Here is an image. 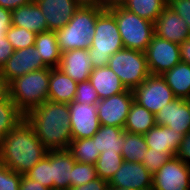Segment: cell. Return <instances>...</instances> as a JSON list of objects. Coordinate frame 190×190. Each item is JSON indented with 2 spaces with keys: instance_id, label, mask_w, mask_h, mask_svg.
Returning <instances> with one entry per match:
<instances>
[{
  "instance_id": "1f68e13d",
  "label": "cell",
  "mask_w": 190,
  "mask_h": 190,
  "mask_svg": "<svg viewBox=\"0 0 190 190\" xmlns=\"http://www.w3.org/2000/svg\"><path fill=\"white\" fill-rule=\"evenodd\" d=\"M123 161L124 159L121 152H101L98 160L94 164L97 176L109 182L115 172L120 168Z\"/></svg>"
},
{
  "instance_id": "8992f818",
  "label": "cell",
  "mask_w": 190,
  "mask_h": 190,
  "mask_svg": "<svg viewBox=\"0 0 190 190\" xmlns=\"http://www.w3.org/2000/svg\"><path fill=\"white\" fill-rule=\"evenodd\" d=\"M107 10L115 17L124 48L145 52L154 36V23L113 4Z\"/></svg>"
},
{
  "instance_id": "60d3db41",
  "label": "cell",
  "mask_w": 190,
  "mask_h": 190,
  "mask_svg": "<svg viewBox=\"0 0 190 190\" xmlns=\"http://www.w3.org/2000/svg\"><path fill=\"white\" fill-rule=\"evenodd\" d=\"M14 53V48L6 36H0V69Z\"/></svg>"
},
{
  "instance_id": "8d00e7d4",
  "label": "cell",
  "mask_w": 190,
  "mask_h": 190,
  "mask_svg": "<svg viewBox=\"0 0 190 190\" xmlns=\"http://www.w3.org/2000/svg\"><path fill=\"white\" fill-rule=\"evenodd\" d=\"M73 101L81 104H97L100 98L91 82L87 80L77 83V90Z\"/></svg>"
},
{
  "instance_id": "4fadbf2b",
  "label": "cell",
  "mask_w": 190,
  "mask_h": 190,
  "mask_svg": "<svg viewBox=\"0 0 190 190\" xmlns=\"http://www.w3.org/2000/svg\"><path fill=\"white\" fill-rule=\"evenodd\" d=\"M68 106L72 140L93 137L100 127L97 104L72 101Z\"/></svg>"
},
{
  "instance_id": "7c38bea8",
  "label": "cell",
  "mask_w": 190,
  "mask_h": 190,
  "mask_svg": "<svg viewBox=\"0 0 190 190\" xmlns=\"http://www.w3.org/2000/svg\"><path fill=\"white\" fill-rule=\"evenodd\" d=\"M133 100V91L130 89L100 100L97 103L100 125L124 128Z\"/></svg>"
},
{
  "instance_id": "816d5d0a",
  "label": "cell",
  "mask_w": 190,
  "mask_h": 190,
  "mask_svg": "<svg viewBox=\"0 0 190 190\" xmlns=\"http://www.w3.org/2000/svg\"><path fill=\"white\" fill-rule=\"evenodd\" d=\"M52 190H68V189H52Z\"/></svg>"
},
{
  "instance_id": "836d02e7",
  "label": "cell",
  "mask_w": 190,
  "mask_h": 190,
  "mask_svg": "<svg viewBox=\"0 0 190 190\" xmlns=\"http://www.w3.org/2000/svg\"><path fill=\"white\" fill-rule=\"evenodd\" d=\"M6 38L14 50H20L35 45L36 34L23 27L12 25L6 33Z\"/></svg>"
},
{
  "instance_id": "f35d334b",
  "label": "cell",
  "mask_w": 190,
  "mask_h": 190,
  "mask_svg": "<svg viewBox=\"0 0 190 190\" xmlns=\"http://www.w3.org/2000/svg\"><path fill=\"white\" fill-rule=\"evenodd\" d=\"M167 7L182 17L190 30V0H167Z\"/></svg>"
},
{
  "instance_id": "83f0119b",
  "label": "cell",
  "mask_w": 190,
  "mask_h": 190,
  "mask_svg": "<svg viewBox=\"0 0 190 190\" xmlns=\"http://www.w3.org/2000/svg\"><path fill=\"white\" fill-rule=\"evenodd\" d=\"M119 4L140 18L154 23L167 7V0H122Z\"/></svg>"
},
{
  "instance_id": "74e56055",
  "label": "cell",
  "mask_w": 190,
  "mask_h": 190,
  "mask_svg": "<svg viewBox=\"0 0 190 190\" xmlns=\"http://www.w3.org/2000/svg\"><path fill=\"white\" fill-rule=\"evenodd\" d=\"M21 176L0 163V190H20Z\"/></svg>"
},
{
  "instance_id": "8fae6325",
  "label": "cell",
  "mask_w": 190,
  "mask_h": 190,
  "mask_svg": "<svg viewBox=\"0 0 190 190\" xmlns=\"http://www.w3.org/2000/svg\"><path fill=\"white\" fill-rule=\"evenodd\" d=\"M47 67L33 45L20 50H14V53L0 69V77L8 85L18 77Z\"/></svg>"
},
{
  "instance_id": "277c9868",
  "label": "cell",
  "mask_w": 190,
  "mask_h": 190,
  "mask_svg": "<svg viewBox=\"0 0 190 190\" xmlns=\"http://www.w3.org/2000/svg\"><path fill=\"white\" fill-rule=\"evenodd\" d=\"M50 67L29 72L7 85V95L25 115L48 100Z\"/></svg>"
},
{
  "instance_id": "7bdbcfd3",
  "label": "cell",
  "mask_w": 190,
  "mask_h": 190,
  "mask_svg": "<svg viewBox=\"0 0 190 190\" xmlns=\"http://www.w3.org/2000/svg\"><path fill=\"white\" fill-rule=\"evenodd\" d=\"M11 26V11L0 6V36H6Z\"/></svg>"
},
{
  "instance_id": "d4e9b609",
  "label": "cell",
  "mask_w": 190,
  "mask_h": 190,
  "mask_svg": "<svg viewBox=\"0 0 190 190\" xmlns=\"http://www.w3.org/2000/svg\"><path fill=\"white\" fill-rule=\"evenodd\" d=\"M156 125L155 114L133 100L124 124V130L144 135Z\"/></svg>"
},
{
  "instance_id": "3957f363",
  "label": "cell",
  "mask_w": 190,
  "mask_h": 190,
  "mask_svg": "<svg viewBox=\"0 0 190 190\" xmlns=\"http://www.w3.org/2000/svg\"><path fill=\"white\" fill-rule=\"evenodd\" d=\"M104 10L94 6H80L68 23L55 31L60 51L88 49L95 33L97 17Z\"/></svg>"
},
{
  "instance_id": "cb8c5ba5",
  "label": "cell",
  "mask_w": 190,
  "mask_h": 190,
  "mask_svg": "<svg viewBox=\"0 0 190 190\" xmlns=\"http://www.w3.org/2000/svg\"><path fill=\"white\" fill-rule=\"evenodd\" d=\"M176 98L190 99V65L179 62L161 75Z\"/></svg>"
},
{
  "instance_id": "d6986e66",
  "label": "cell",
  "mask_w": 190,
  "mask_h": 190,
  "mask_svg": "<svg viewBox=\"0 0 190 190\" xmlns=\"http://www.w3.org/2000/svg\"><path fill=\"white\" fill-rule=\"evenodd\" d=\"M51 154V179L53 189H70L72 168L75 164L73 155L68 149L49 150Z\"/></svg>"
},
{
  "instance_id": "7dc6e473",
  "label": "cell",
  "mask_w": 190,
  "mask_h": 190,
  "mask_svg": "<svg viewBox=\"0 0 190 190\" xmlns=\"http://www.w3.org/2000/svg\"><path fill=\"white\" fill-rule=\"evenodd\" d=\"M80 6H94L107 9V0H75Z\"/></svg>"
},
{
  "instance_id": "bcb514c9",
  "label": "cell",
  "mask_w": 190,
  "mask_h": 190,
  "mask_svg": "<svg viewBox=\"0 0 190 190\" xmlns=\"http://www.w3.org/2000/svg\"><path fill=\"white\" fill-rule=\"evenodd\" d=\"M180 46L181 61L190 65V38L184 41Z\"/></svg>"
},
{
  "instance_id": "d590c367",
  "label": "cell",
  "mask_w": 190,
  "mask_h": 190,
  "mask_svg": "<svg viewBox=\"0 0 190 190\" xmlns=\"http://www.w3.org/2000/svg\"><path fill=\"white\" fill-rule=\"evenodd\" d=\"M175 156L172 152L156 151L155 149L148 148L145 157L141 163L148 169V171L154 175L159 168Z\"/></svg>"
},
{
  "instance_id": "f1b7e54d",
  "label": "cell",
  "mask_w": 190,
  "mask_h": 190,
  "mask_svg": "<svg viewBox=\"0 0 190 190\" xmlns=\"http://www.w3.org/2000/svg\"><path fill=\"white\" fill-rule=\"evenodd\" d=\"M24 118L13 100L6 95L0 100V141Z\"/></svg>"
},
{
  "instance_id": "ba28073f",
  "label": "cell",
  "mask_w": 190,
  "mask_h": 190,
  "mask_svg": "<svg viewBox=\"0 0 190 190\" xmlns=\"http://www.w3.org/2000/svg\"><path fill=\"white\" fill-rule=\"evenodd\" d=\"M134 101L156 114L164 105L176 99L161 75L150 74L133 90Z\"/></svg>"
},
{
  "instance_id": "5b68a950",
  "label": "cell",
  "mask_w": 190,
  "mask_h": 190,
  "mask_svg": "<svg viewBox=\"0 0 190 190\" xmlns=\"http://www.w3.org/2000/svg\"><path fill=\"white\" fill-rule=\"evenodd\" d=\"M123 48L115 17L105 9L97 17L95 33L88 48L93 68L107 66L110 57Z\"/></svg>"
},
{
  "instance_id": "2e32d148",
  "label": "cell",
  "mask_w": 190,
  "mask_h": 190,
  "mask_svg": "<svg viewBox=\"0 0 190 190\" xmlns=\"http://www.w3.org/2000/svg\"><path fill=\"white\" fill-rule=\"evenodd\" d=\"M154 32L156 36L179 45L190 38L186 21L169 7H166L154 22Z\"/></svg>"
},
{
  "instance_id": "ee69618b",
  "label": "cell",
  "mask_w": 190,
  "mask_h": 190,
  "mask_svg": "<svg viewBox=\"0 0 190 190\" xmlns=\"http://www.w3.org/2000/svg\"><path fill=\"white\" fill-rule=\"evenodd\" d=\"M20 190H51L38 181H33L26 174H22L20 181Z\"/></svg>"
},
{
  "instance_id": "9c48e42d",
  "label": "cell",
  "mask_w": 190,
  "mask_h": 190,
  "mask_svg": "<svg viewBox=\"0 0 190 190\" xmlns=\"http://www.w3.org/2000/svg\"><path fill=\"white\" fill-rule=\"evenodd\" d=\"M149 73L162 75L181 62L179 44L154 34L145 51Z\"/></svg>"
},
{
  "instance_id": "30bf717a",
  "label": "cell",
  "mask_w": 190,
  "mask_h": 190,
  "mask_svg": "<svg viewBox=\"0 0 190 190\" xmlns=\"http://www.w3.org/2000/svg\"><path fill=\"white\" fill-rule=\"evenodd\" d=\"M152 190H190V166L173 156L153 175Z\"/></svg>"
},
{
  "instance_id": "484cf974",
  "label": "cell",
  "mask_w": 190,
  "mask_h": 190,
  "mask_svg": "<svg viewBox=\"0 0 190 190\" xmlns=\"http://www.w3.org/2000/svg\"><path fill=\"white\" fill-rule=\"evenodd\" d=\"M34 47L48 67H58L62 52L59 49L55 31L36 34Z\"/></svg>"
},
{
  "instance_id": "9a60e30c",
  "label": "cell",
  "mask_w": 190,
  "mask_h": 190,
  "mask_svg": "<svg viewBox=\"0 0 190 190\" xmlns=\"http://www.w3.org/2000/svg\"><path fill=\"white\" fill-rule=\"evenodd\" d=\"M155 121L156 125L167 126L178 133L187 134L190 131L189 101L174 99L155 114Z\"/></svg>"
},
{
  "instance_id": "f907efd6",
  "label": "cell",
  "mask_w": 190,
  "mask_h": 190,
  "mask_svg": "<svg viewBox=\"0 0 190 190\" xmlns=\"http://www.w3.org/2000/svg\"><path fill=\"white\" fill-rule=\"evenodd\" d=\"M108 190H134V189L109 186Z\"/></svg>"
},
{
  "instance_id": "4316f807",
  "label": "cell",
  "mask_w": 190,
  "mask_h": 190,
  "mask_svg": "<svg viewBox=\"0 0 190 190\" xmlns=\"http://www.w3.org/2000/svg\"><path fill=\"white\" fill-rule=\"evenodd\" d=\"M124 128L100 125L93 135L97 149L101 152H121L124 142Z\"/></svg>"
},
{
  "instance_id": "681fc988",
  "label": "cell",
  "mask_w": 190,
  "mask_h": 190,
  "mask_svg": "<svg viewBox=\"0 0 190 190\" xmlns=\"http://www.w3.org/2000/svg\"><path fill=\"white\" fill-rule=\"evenodd\" d=\"M122 0H107V8L113 4H119Z\"/></svg>"
},
{
  "instance_id": "f546056e",
  "label": "cell",
  "mask_w": 190,
  "mask_h": 190,
  "mask_svg": "<svg viewBox=\"0 0 190 190\" xmlns=\"http://www.w3.org/2000/svg\"><path fill=\"white\" fill-rule=\"evenodd\" d=\"M148 149L144 135L124 131L122 157L125 161L141 163Z\"/></svg>"
},
{
  "instance_id": "44dd1931",
  "label": "cell",
  "mask_w": 190,
  "mask_h": 190,
  "mask_svg": "<svg viewBox=\"0 0 190 190\" xmlns=\"http://www.w3.org/2000/svg\"><path fill=\"white\" fill-rule=\"evenodd\" d=\"M89 81L97 91L100 100L128 90L108 66L93 68Z\"/></svg>"
},
{
  "instance_id": "f6af8a7d",
  "label": "cell",
  "mask_w": 190,
  "mask_h": 190,
  "mask_svg": "<svg viewBox=\"0 0 190 190\" xmlns=\"http://www.w3.org/2000/svg\"><path fill=\"white\" fill-rule=\"evenodd\" d=\"M33 0H0V6L10 11L31 3Z\"/></svg>"
},
{
  "instance_id": "d6a6232c",
  "label": "cell",
  "mask_w": 190,
  "mask_h": 190,
  "mask_svg": "<svg viewBox=\"0 0 190 190\" xmlns=\"http://www.w3.org/2000/svg\"><path fill=\"white\" fill-rule=\"evenodd\" d=\"M26 175L33 181H38L43 186L52 190L51 154L47 152V154L26 173Z\"/></svg>"
},
{
  "instance_id": "7a4b0ae2",
  "label": "cell",
  "mask_w": 190,
  "mask_h": 190,
  "mask_svg": "<svg viewBox=\"0 0 190 190\" xmlns=\"http://www.w3.org/2000/svg\"><path fill=\"white\" fill-rule=\"evenodd\" d=\"M24 118L48 151L69 148L72 136L68 103L47 100L28 111Z\"/></svg>"
},
{
  "instance_id": "603a6c76",
  "label": "cell",
  "mask_w": 190,
  "mask_h": 190,
  "mask_svg": "<svg viewBox=\"0 0 190 190\" xmlns=\"http://www.w3.org/2000/svg\"><path fill=\"white\" fill-rule=\"evenodd\" d=\"M148 148L156 151H167L176 154L184 134L178 133L167 126L155 125L144 134Z\"/></svg>"
},
{
  "instance_id": "e0dca14e",
  "label": "cell",
  "mask_w": 190,
  "mask_h": 190,
  "mask_svg": "<svg viewBox=\"0 0 190 190\" xmlns=\"http://www.w3.org/2000/svg\"><path fill=\"white\" fill-rule=\"evenodd\" d=\"M46 18L48 31L63 28L80 5L75 0H34Z\"/></svg>"
},
{
  "instance_id": "7402d4cb",
  "label": "cell",
  "mask_w": 190,
  "mask_h": 190,
  "mask_svg": "<svg viewBox=\"0 0 190 190\" xmlns=\"http://www.w3.org/2000/svg\"><path fill=\"white\" fill-rule=\"evenodd\" d=\"M77 90V82L57 67L50 68L48 100L59 103L73 101Z\"/></svg>"
},
{
  "instance_id": "e575fe53",
  "label": "cell",
  "mask_w": 190,
  "mask_h": 190,
  "mask_svg": "<svg viewBox=\"0 0 190 190\" xmlns=\"http://www.w3.org/2000/svg\"><path fill=\"white\" fill-rule=\"evenodd\" d=\"M71 172V188L98 178L95 165L92 164L75 162Z\"/></svg>"
},
{
  "instance_id": "4dcf8cb0",
  "label": "cell",
  "mask_w": 190,
  "mask_h": 190,
  "mask_svg": "<svg viewBox=\"0 0 190 190\" xmlns=\"http://www.w3.org/2000/svg\"><path fill=\"white\" fill-rule=\"evenodd\" d=\"M68 150L73 155L74 160L79 163L94 165L100 155L96 141L92 137L72 140Z\"/></svg>"
},
{
  "instance_id": "ac0fdd59",
  "label": "cell",
  "mask_w": 190,
  "mask_h": 190,
  "mask_svg": "<svg viewBox=\"0 0 190 190\" xmlns=\"http://www.w3.org/2000/svg\"><path fill=\"white\" fill-rule=\"evenodd\" d=\"M77 83L89 80L93 63L88 49H74L61 53L57 67Z\"/></svg>"
},
{
  "instance_id": "b9f144b4",
  "label": "cell",
  "mask_w": 190,
  "mask_h": 190,
  "mask_svg": "<svg viewBox=\"0 0 190 190\" xmlns=\"http://www.w3.org/2000/svg\"><path fill=\"white\" fill-rule=\"evenodd\" d=\"M109 183L108 181L102 180L101 178H96L93 181L88 182L87 184H82L77 187H72L68 190H108Z\"/></svg>"
},
{
  "instance_id": "ab89813d",
  "label": "cell",
  "mask_w": 190,
  "mask_h": 190,
  "mask_svg": "<svg viewBox=\"0 0 190 190\" xmlns=\"http://www.w3.org/2000/svg\"><path fill=\"white\" fill-rule=\"evenodd\" d=\"M175 156L190 166V131L184 135Z\"/></svg>"
},
{
  "instance_id": "52a82bcc",
  "label": "cell",
  "mask_w": 190,
  "mask_h": 190,
  "mask_svg": "<svg viewBox=\"0 0 190 190\" xmlns=\"http://www.w3.org/2000/svg\"><path fill=\"white\" fill-rule=\"evenodd\" d=\"M107 66L130 90L139 86L150 75L143 51L123 48L110 57Z\"/></svg>"
},
{
  "instance_id": "5bb4252c",
  "label": "cell",
  "mask_w": 190,
  "mask_h": 190,
  "mask_svg": "<svg viewBox=\"0 0 190 190\" xmlns=\"http://www.w3.org/2000/svg\"><path fill=\"white\" fill-rule=\"evenodd\" d=\"M152 177L153 175L142 163L124 160L108 183L109 186L120 188L152 190Z\"/></svg>"
},
{
  "instance_id": "ffe728a7",
  "label": "cell",
  "mask_w": 190,
  "mask_h": 190,
  "mask_svg": "<svg viewBox=\"0 0 190 190\" xmlns=\"http://www.w3.org/2000/svg\"><path fill=\"white\" fill-rule=\"evenodd\" d=\"M11 21L12 25L23 27L35 34L48 31L46 18L34 0L12 10Z\"/></svg>"
},
{
  "instance_id": "c3c4849f",
  "label": "cell",
  "mask_w": 190,
  "mask_h": 190,
  "mask_svg": "<svg viewBox=\"0 0 190 190\" xmlns=\"http://www.w3.org/2000/svg\"><path fill=\"white\" fill-rule=\"evenodd\" d=\"M7 95V85L5 81L0 77V100Z\"/></svg>"
},
{
  "instance_id": "6da1fadb",
  "label": "cell",
  "mask_w": 190,
  "mask_h": 190,
  "mask_svg": "<svg viewBox=\"0 0 190 190\" xmlns=\"http://www.w3.org/2000/svg\"><path fill=\"white\" fill-rule=\"evenodd\" d=\"M48 150L25 118L0 141V163L19 174H26Z\"/></svg>"
}]
</instances>
